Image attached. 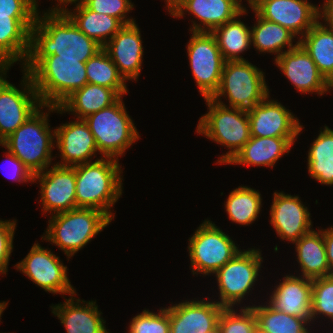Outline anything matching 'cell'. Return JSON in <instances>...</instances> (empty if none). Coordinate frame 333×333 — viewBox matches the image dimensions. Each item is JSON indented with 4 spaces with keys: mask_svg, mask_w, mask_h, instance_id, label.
Here are the masks:
<instances>
[{
    "mask_svg": "<svg viewBox=\"0 0 333 333\" xmlns=\"http://www.w3.org/2000/svg\"><path fill=\"white\" fill-rule=\"evenodd\" d=\"M38 15L39 12L31 29L28 57L58 55V58L80 59L85 63L103 49L80 31L65 13Z\"/></svg>",
    "mask_w": 333,
    "mask_h": 333,
    "instance_id": "obj_1",
    "label": "cell"
},
{
    "mask_svg": "<svg viewBox=\"0 0 333 333\" xmlns=\"http://www.w3.org/2000/svg\"><path fill=\"white\" fill-rule=\"evenodd\" d=\"M23 71L28 72L43 105L58 107L74 91L88 83L86 67L80 59L27 57Z\"/></svg>",
    "mask_w": 333,
    "mask_h": 333,
    "instance_id": "obj_2",
    "label": "cell"
},
{
    "mask_svg": "<svg viewBox=\"0 0 333 333\" xmlns=\"http://www.w3.org/2000/svg\"><path fill=\"white\" fill-rule=\"evenodd\" d=\"M119 159L103 157L95 162L76 165L77 208H95L111 220L115 217L110 208L122 195V170Z\"/></svg>",
    "mask_w": 333,
    "mask_h": 333,
    "instance_id": "obj_3",
    "label": "cell"
},
{
    "mask_svg": "<svg viewBox=\"0 0 333 333\" xmlns=\"http://www.w3.org/2000/svg\"><path fill=\"white\" fill-rule=\"evenodd\" d=\"M45 107L49 108L48 113L40 110ZM49 111H57V107L42 105L14 133L0 143L2 147L13 153L33 175L49 168L53 160L51 153L55 148V129L50 130Z\"/></svg>",
    "mask_w": 333,
    "mask_h": 333,
    "instance_id": "obj_4",
    "label": "cell"
},
{
    "mask_svg": "<svg viewBox=\"0 0 333 333\" xmlns=\"http://www.w3.org/2000/svg\"><path fill=\"white\" fill-rule=\"evenodd\" d=\"M208 113L200 117L196 132L229 149L216 164L230 162L251 138L247 110L227 107L211 98L204 99Z\"/></svg>",
    "mask_w": 333,
    "mask_h": 333,
    "instance_id": "obj_5",
    "label": "cell"
},
{
    "mask_svg": "<svg viewBox=\"0 0 333 333\" xmlns=\"http://www.w3.org/2000/svg\"><path fill=\"white\" fill-rule=\"evenodd\" d=\"M52 215L42 239L58 246L68 260L112 221L95 208L78 207Z\"/></svg>",
    "mask_w": 333,
    "mask_h": 333,
    "instance_id": "obj_6",
    "label": "cell"
},
{
    "mask_svg": "<svg viewBox=\"0 0 333 333\" xmlns=\"http://www.w3.org/2000/svg\"><path fill=\"white\" fill-rule=\"evenodd\" d=\"M84 121L103 157L118 159L140 138L122 97L115 104L84 118Z\"/></svg>",
    "mask_w": 333,
    "mask_h": 333,
    "instance_id": "obj_7",
    "label": "cell"
},
{
    "mask_svg": "<svg viewBox=\"0 0 333 333\" xmlns=\"http://www.w3.org/2000/svg\"><path fill=\"white\" fill-rule=\"evenodd\" d=\"M264 72L246 60L225 61L218 91L211 98H228L231 108L250 110L270 93Z\"/></svg>",
    "mask_w": 333,
    "mask_h": 333,
    "instance_id": "obj_8",
    "label": "cell"
},
{
    "mask_svg": "<svg viewBox=\"0 0 333 333\" xmlns=\"http://www.w3.org/2000/svg\"><path fill=\"white\" fill-rule=\"evenodd\" d=\"M189 238L188 251L194 274H215L240 250L229 235L205 220Z\"/></svg>",
    "mask_w": 333,
    "mask_h": 333,
    "instance_id": "obj_9",
    "label": "cell"
},
{
    "mask_svg": "<svg viewBox=\"0 0 333 333\" xmlns=\"http://www.w3.org/2000/svg\"><path fill=\"white\" fill-rule=\"evenodd\" d=\"M260 250L239 251L230 261L222 266L216 273L219 288L217 303L225 308H233L245 298L257 280L261 263L263 262Z\"/></svg>",
    "mask_w": 333,
    "mask_h": 333,
    "instance_id": "obj_10",
    "label": "cell"
},
{
    "mask_svg": "<svg viewBox=\"0 0 333 333\" xmlns=\"http://www.w3.org/2000/svg\"><path fill=\"white\" fill-rule=\"evenodd\" d=\"M190 68L201 95L212 98L218 91L225 60L211 32H194L187 44Z\"/></svg>",
    "mask_w": 333,
    "mask_h": 333,
    "instance_id": "obj_11",
    "label": "cell"
},
{
    "mask_svg": "<svg viewBox=\"0 0 333 333\" xmlns=\"http://www.w3.org/2000/svg\"><path fill=\"white\" fill-rule=\"evenodd\" d=\"M61 262L51 250L34 243L27 256L15 267L46 292L76 295L67 276L68 269Z\"/></svg>",
    "mask_w": 333,
    "mask_h": 333,
    "instance_id": "obj_12",
    "label": "cell"
},
{
    "mask_svg": "<svg viewBox=\"0 0 333 333\" xmlns=\"http://www.w3.org/2000/svg\"><path fill=\"white\" fill-rule=\"evenodd\" d=\"M261 18L302 38L318 21L319 7L307 0H246Z\"/></svg>",
    "mask_w": 333,
    "mask_h": 333,
    "instance_id": "obj_13",
    "label": "cell"
},
{
    "mask_svg": "<svg viewBox=\"0 0 333 333\" xmlns=\"http://www.w3.org/2000/svg\"><path fill=\"white\" fill-rule=\"evenodd\" d=\"M23 72V90L9 82L0 93V143L43 105L29 73Z\"/></svg>",
    "mask_w": 333,
    "mask_h": 333,
    "instance_id": "obj_14",
    "label": "cell"
},
{
    "mask_svg": "<svg viewBox=\"0 0 333 333\" xmlns=\"http://www.w3.org/2000/svg\"><path fill=\"white\" fill-rule=\"evenodd\" d=\"M36 180L40 183L44 212L58 214L77 208L75 167L55 164L49 170L35 174Z\"/></svg>",
    "mask_w": 333,
    "mask_h": 333,
    "instance_id": "obj_15",
    "label": "cell"
},
{
    "mask_svg": "<svg viewBox=\"0 0 333 333\" xmlns=\"http://www.w3.org/2000/svg\"><path fill=\"white\" fill-rule=\"evenodd\" d=\"M269 97L247 110L251 136L297 138L303 130L297 117Z\"/></svg>",
    "mask_w": 333,
    "mask_h": 333,
    "instance_id": "obj_16",
    "label": "cell"
},
{
    "mask_svg": "<svg viewBox=\"0 0 333 333\" xmlns=\"http://www.w3.org/2000/svg\"><path fill=\"white\" fill-rule=\"evenodd\" d=\"M242 0H178L169 10L175 18L184 16V11L193 14L200 23L195 21L190 32H212L239 15L245 7ZM203 27H202V26Z\"/></svg>",
    "mask_w": 333,
    "mask_h": 333,
    "instance_id": "obj_17",
    "label": "cell"
},
{
    "mask_svg": "<svg viewBox=\"0 0 333 333\" xmlns=\"http://www.w3.org/2000/svg\"><path fill=\"white\" fill-rule=\"evenodd\" d=\"M274 61L293 87L301 93L316 92L323 95L331 89L330 83L300 44L274 58Z\"/></svg>",
    "mask_w": 333,
    "mask_h": 333,
    "instance_id": "obj_18",
    "label": "cell"
},
{
    "mask_svg": "<svg viewBox=\"0 0 333 333\" xmlns=\"http://www.w3.org/2000/svg\"><path fill=\"white\" fill-rule=\"evenodd\" d=\"M270 223L282 240L294 243L312 230L310 212L299 196L274 192Z\"/></svg>",
    "mask_w": 333,
    "mask_h": 333,
    "instance_id": "obj_19",
    "label": "cell"
},
{
    "mask_svg": "<svg viewBox=\"0 0 333 333\" xmlns=\"http://www.w3.org/2000/svg\"><path fill=\"white\" fill-rule=\"evenodd\" d=\"M224 308L216 301L204 299L168 306L170 333H206L218 326Z\"/></svg>",
    "mask_w": 333,
    "mask_h": 333,
    "instance_id": "obj_20",
    "label": "cell"
},
{
    "mask_svg": "<svg viewBox=\"0 0 333 333\" xmlns=\"http://www.w3.org/2000/svg\"><path fill=\"white\" fill-rule=\"evenodd\" d=\"M136 22L124 25L104 46L124 80L137 81L142 65L143 46Z\"/></svg>",
    "mask_w": 333,
    "mask_h": 333,
    "instance_id": "obj_21",
    "label": "cell"
},
{
    "mask_svg": "<svg viewBox=\"0 0 333 333\" xmlns=\"http://www.w3.org/2000/svg\"><path fill=\"white\" fill-rule=\"evenodd\" d=\"M56 147L61 152L60 166H71L92 162V156L99 152L94 136L84 119L65 123L55 129Z\"/></svg>",
    "mask_w": 333,
    "mask_h": 333,
    "instance_id": "obj_22",
    "label": "cell"
},
{
    "mask_svg": "<svg viewBox=\"0 0 333 333\" xmlns=\"http://www.w3.org/2000/svg\"><path fill=\"white\" fill-rule=\"evenodd\" d=\"M270 296L269 305L289 315L311 321L312 280L286 275Z\"/></svg>",
    "mask_w": 333,
    "mask_h": 333,
    "instance_id": "obj_23",
    "label": "cell"
},
{
    "mask_svg": "<svg viewBox=\"0 0 333 333\" xmlns=\"http://www.w3.org/2000/svg\"><path fill=\"white\" fill-rule=\"evenodd\" d=\"M51 308L67 333H109L104 324L106 321L101 317L102 312L98 311L96 301L82 300L81 302L80 299H75L71 295L63 304L60 303Z\"/></svg>",
    "mask_w": 333,
    "mask_h": 333,
    "instance_id": "obj_24",
    "label": "cell"
},
{
    "mask_svg": "<svg viewBox=\"0 0 333 333\" xmlns=\"http://www.w3.org/2000/svg\"><path fill=\"white\" fill-rule=\"evenodd\" d=\"M37 16H0V59L25 64ZM24 59V60H23Z\"/></svg>",
    "mask_w": 333,
    "mask_h": 333,
    "instance_id": "obj_25",
    "label": "cell"
},
{
    "mask_svg": "<svg viewBox=\"0 0 333 333\" xmlns=\"http://www.w3.org/2000/svg\"><path fill=\"white\" fill-rule=\"evenodd\" d=\"M296 139L251 136L249 141L227 164L273 167L282 155L289 153Z\"/></svg>",
    "mask_w": 333,
    "mask_h": 333,
    "instance_id": "obj_26",
    "label": "cell"
},
{
    "mask_svg": "<svg viewBox=\"0 0 333 333\" xmlns=\"http://www.w3.org/2000/svg\"><path fill=\"white\" fill-rule=\"evenodd\" d=\"M120 98L114 89L87 83L68 96L57 107V113L72 112L77 119H84L115 104Z\"/></svg>",
    "mask_w": 333,
    "mask_h": 333,
    "instance_id": "obj_27",
    "label": "cell"
},
{
    "mask_svg": "<svg viewBox=\"0 0 333 333\" xmlns=\"http://www.w3.org/2000/svg\"><path fill=\"white\" fill-rule=\"evenodd\" d=\"M293 244L296 245L297 260L301 266L302 277L312 280L330 276L323 229L318 232L313 229Z\"/></svg>",
    "mask_w": 333,
    "mask_h": 333,
    "instance_id": "obj_28",
    "label": "cell"
},
{
    "mask_svg": "<svg viewBox=\"0 0 333 333\" xmlns=\"http://www.w3.org/2000/svg\"><path fill=\"white\" fill-rule=\"evenodd\" d=\"M75 6L74 12L67 9L64 13L80 31L97 41L102 47L124 26L118 19L96 13L83 3Z\"/></svg>",
    "mask_w": 333,
    "mask_h": 333,
    "instance_id": "obj_29",
    "label": "cell"
},
{
    "mask_svg": "<svg viewBox=\"0 0 333 333\" xmlns=\"http://www.w3.org/2000/svg\"><path fill=\"white\" fill-rule=\"evenodd\" d=\"M298 41L311 56L319 72L331 84L333 82V31L318 21Z\"/></svg>",
    "mask_w": 333,
    "mask_h": 333,
    "instance_id": "obj_30",
    "label": "cell"
},
{
    "mask_svg": "<svg viewBox=\"0 0 333 333\" xmlns=\"http://www.w3.org/2000/svg\"><path fill=\"white\" fill-rule=\"evenodd\" d=\"M246 12L245 7L234 19L211 32L225 61L246 60L240 56V53L247 51L251 45V29L240 19L238 20V17Z\"/></svg>",
    "mask_w": 333,
    "mask_h": 333,
    "instance_id": "obj_31",
    "label": "cell"
},
{
    "mask_svg": "<svg viewBox=\"0 0 333 333\" xmlns=\"http://www.w3.org/2000/svg\"><path fill=\"white\" fill-rule=\"evenodd\" d=\"M255 16L257 23L251 27V43L259 52H270L277 54L275 57H279L286 52V50L283 51L285 46L288 47L287 51H289L299 44L297 41L293 45L292 41L296 36L285 27L261 18L256 12Z\"/></svg>",
    "mask_w": 333,
    "mask_h": 333,
    "instance_id": "obj_32",
    "label": "cell"
},
{
    "mask_svg": "<svg viewBox=\"0 0 333 333\" xmlns=\"http://www.w3.org/2000/svg\"><path fill=\"white\" fill-rule=\"evenodd\" d=\"M310 177L321 184L333 185V130L325 126L308 152Z\"/></svg>",
    "mask_w": 333,
    "mask_h": 333,
    "instance_id": "obj_33",
    "label": "cell"
},
{
    "mask_svg": "<svg viewBox=\"0 0 333 333\" xmlns=\"http://www.w3.org/2000/svg\"><path fill=\"white\" fill-rule=\"evenodd\" d=\"M259 191L248 186H239L230 192L225 209L232 222L250 225L258 217L262 207Z\"/></svg>",
    "mask_w": 333,
    "mask_h": 333,
    "instance_id": "obj_34",
    "label": "cell"
},
{
    "mask_svg": "<svg viewBox=\"0 0 333 333\" xmlns=\"http://www.w3.org/2000/svg\"><path fill=\"white\" fill-rule=\"evenodd\" d=\"M85 67L89 84L114 89L121 97L128 93L126 81L104 49L88 59Z\"/></svg>",
    "mask_w": 333,
    "mask_h": 333,
    "instance_id": "obj_35",
    "label": "cell"
},
{
    "mask_svg": "<svg viewBox=\"0 0 333 333\" xmlns=\"http://www.w3.org/2000/svg\"><path fill=\"white\" fill-rule=\"evenodd\" d=\"M268 305V306H267ZM251 307L256 315L258 327L269 333H310L305 319L273 309L269 304Z\"/></svg>",
    "mask_w": 333,
    "mask_h": 333,
    "instance_id": "obj_36",
    "label": "cell"
},
{
    "mask_svg": "<svg viewBox=\"0 0 333 333\" xmlns=\"http://www.w3.org/2000/svg\"><path fill=\"white\" fill-rule=\"evenodd\" d=\"M221 333H255L258 324L251 307H241L237 314L233 308H224L218 320Z\"/></svg>",
    "mask_w": 333,
    "mask_h": 333,
    "instance_id": "obj_37",
    "label": "cell"
},
{
    "mask_svg": "<svg viewBox=\"0 0 333 333\" xmlns=\"http://www.w3.org/2000/svg\"><path fill=\"white\" fill-rule=\"evenodd\" d=\"M311 322L318 315L333 321V275L312 279Z\"/></svg>",
    "mask_w": 333,
    "mask_h": 333,
    "instance_id": "obj_38",
    "label": "cell"
},
{
    "mask_svg": "<svg viewBox=\"0 0 333 333\" xmlns=\"http://www.w3.org/2000/svg\"><path fill=\"white\" fill-rule=\"evenodd\" d=\"M128 333H170L168 308L157 313L143 310L132 318Z\"/></svg>",
    "mask_w": 333,
    "mask_h": 333,
    "instance_id": "obj_39",
    "label": "cell"
},
{
    "mask_svg": "<svg viewBox=\"0 0 333 333\" xmlns=\"http://www.w3.org/2000/svg\"><path fill=\"white\" fill-rule=\"evenodd\" d=\"M131 0H84L83 4L96 13H103L118 19L123 25L134 23L126 14L134 8Z\"/></svg>",
    "mask_w": 333,
    "mask_h": 333,
    "instance_id": "obj_40",
    "label": "cell"
},
{
    "mask_svg": "<svg viewBox=\"0 0 333 333\" xmlns=\"http://www.w3.org/2000/svg\"><path fill=\"white\" fill-rule=\"evenodd\" d=\"M15 229V220H0V274L7 272L10 255L13 251Z\"/></svg>",
    "mask_w": 333,
    "mask_h": 333,
    "instance_id": "obj_41",
    "label": "cell"
},
{
    "mask_svg": "<svg viewBox=\"0 0 333 333\" xmlns=\"http://www.w3.org/2000/svg\"><path fill=\"white\" fill-rule=\"evenodd\" d=\"M37 0H0V16H37Z\"/></svg>",
    "mask_w": 333,
    "mask_h": 333,
    "instance_id": "obj_42",
    "label": "cell"
},
{
    "mask_svg": "<svg viewBox=\"0 0 333 333\" xmlns=\"http://www.w3.org/2000/svg\"><path fill=\"white\" fill-rule=\"evenodd\" d=\"M7 162L9 160V164L11 163L12 174H8L7 177L13 179L18 182H33L34 183V175L31 171L11 152L7 150ZM13 166V167H12ZM14 171V172H13ZM6 173V172H5ZM12 175V176H11Z\"/></svg>",
    "mask_w": 333,
    "mask_h": 333,
    "instance_id": "obj_43",
    "label": "cell"
},
{
    "mask_svg": "<svg viewBox=\"0 0 333 333\" xmlns=\"http://www.w3.org/2000/svg\"><path fill=\"white\" fill-rule=\"evenodd\" d=\"M323 238L326 248V256L330 269V275H333V226L323 230Z\"/></svg>",
    "mask_w": 333,
    "mask_h": 333,
    "instance_id": "obj_44",
    "label": "cell"
},
{
    "mask_svg": "<svg viewBox=\"0 0 333 333\" xmlns=\"http://www.w3.org/2000/svg\"><path fill=\"white\" fill-rule=\"evenodd\" d=\"M325 1L324 4L322 5L323 8L319 7L318 18L319 19L323 18V20H325L323 22H326L323 25L329 30L333 31V0H325Z\"/></svg>",
    "mask_w": 333,
    "mask_h": 333,
    "instance_id": "obj_45",
    "label": "cell"
},
{
    "mask_svg": "<svg viewBox=\"0 0 333 333\" xmlns=\"http://www.w3.org/2000/svg\"><path fill=\"white\" fill-rule=\"evenodd\" d=\"M14 64V62L9 60L0 59V93L3 90V88L9 83L6 80V73L7 70L11 67V65Z\"/></svg>",
    "mask_w": 333,
    "mask_h": 333,
    "instance_id": "obj_46",
    "label": "cell"
},
{
    "mask_svg": "<svg viewBox=\"0 0 333 333\" xmlns=\"http://www.w3.org/2000/svg\"><path fill=\"white\" fill-rule=\"evenodd\" d=\"M58 1V5L54 8H52L51 10L49 9V11L47 10V13H64L67 9V7H65L67 4H72L75 3L76 5L82 4L84 0H56ZM78 2V3H76ZM64 5V6H60L59 5ZM65 7V8H64Z\"/></svg>",
    "mask_w": 333,
    "mask_h": 333,
    "instance_id": "obj_47",
    "label": "cell"
},
{
    "mask_svg": "<svg viewBox=\"0 0 333 333\" xmlns=\"http://www.w3.org/2000/svg\"><path fill=\"white\" fill-rule=\"evenodd\" d=\"M7 305H8V302H6V301L5 302H0V319H1V315H2L3 311L7 307Z\"/></svg>",
    "mask_w": 333,
    "mask_h": 333,
    "instance_id": "obj_48",
    "label": "cell"
},
{
    "mask_svg": "<svg viewBox=\"0 0 333 333\" xmlns=\"http://www.w3.org/2000/svg\"><path fill=\"white\" fill-rule=\"evenodd\" d=\"M178 0H165L168 10L177 2Z\"/></svg>",
    "mask_w": 333,
    "mask_h": 333,
    "instance_id": "obj_49",
    "label": "cell"
},
{
    "mask_svg": "<svg viewBox=\"0 0 333 333\" xmlns=\"http://www.w3.org/2000/svg\"><path fill=\"white\" fill-rule=\"evenodd\" d=\"M206 333H221L219 326H217L216 328L207 331Z\"/></svg>",
    "mask_w": 333,
    "mask_h": 333,
    "instance_id": "obj_50",
    "label": "cell"
},
{
    "mask_svg": "<svg viewBox=\"0 0 333 333\" xmlns=\"http://www.w3.org/2000/svg\"><path fill=\"white\" fill-rule=\"evenodd\" d=\"M255 333H269V332L264 331V330L260 329L259 327H257Z\"/></svg>",
    "mask_w": 333,
    "mask_h": 333,
    "instance_id": "obj_51",
    "label": "cell"
}]
</instances>
